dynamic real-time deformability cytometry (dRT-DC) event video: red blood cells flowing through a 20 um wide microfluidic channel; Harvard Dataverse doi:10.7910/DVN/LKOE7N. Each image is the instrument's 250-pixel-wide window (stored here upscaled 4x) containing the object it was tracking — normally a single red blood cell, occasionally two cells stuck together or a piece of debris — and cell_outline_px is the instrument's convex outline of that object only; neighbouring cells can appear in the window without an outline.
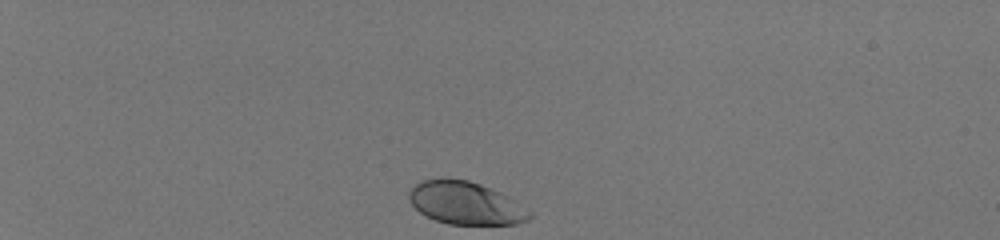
{"species": "human", "species_latin": "Homo sapiens", "temperature_condition": "room temperature", "stored_images_in_passage": 35, "camera_frame_rate_fps": 3000, "um_per_image_px": 0.085, "donor": {"sex": "male"}, "frame": {"image": 1, "passage_image": 1, "time_ms": 0.0, "image_size_px": [1000, 240], "cell_outline_px": [[532, 216], [528, 220], [516, 224], [448, 224], [436, 220], [420, 212], [412, 204], [408, 196], [408, 192], [416, 184], [424, 180], [468, 180], [480, 184], [500, 192], [508, 196], [532, 212]], "centroid_in_image_um": [39.61, 17.29], "position_along_channel_um": 45.4, "area_um2": 29.48}}
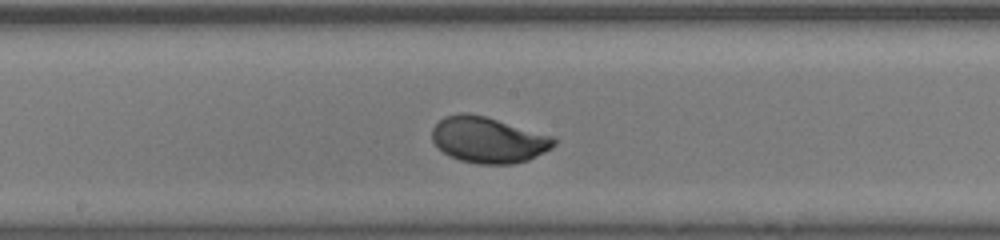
{"frame": {"image": 2, "passage_image": 19, "time_ms": 6.0, "image_size_px": [1000, 240], "cell_outline_px": [[556, 144], [552, 148], [528, 160], [512, 164], [476, 164], [460, 160], [444, 152], [432, 140], [432, 128], [444, 116], [460, 112], [468, 112], [484, 116], [556, 136]], "centroid_in_image_um": [41.54, 11.88], "position_along_channel_um": 206.7, "area_um2": 32.77}}
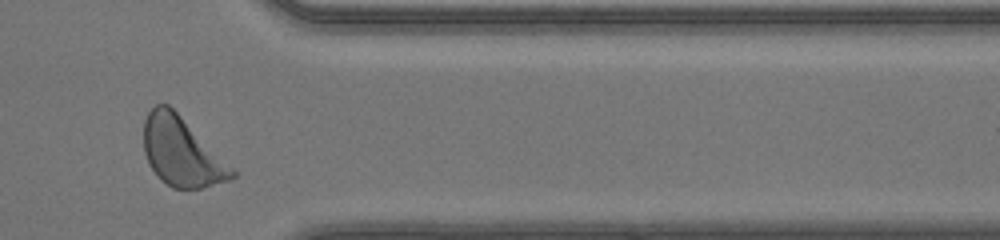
{"frame": {"image": 3, "passage_image": 33, "time_ms": 10.667, "image_size_px": [1000, 240], "cell_outline_px": [[236, 176], [228, 180], [200, 188], [172, 188], [160, 180], [156, 176], [148, 164], [144, 152], [144, 120], [148, 112], [156, 104], [168, 104], [236, 172]], "centroid_in_image_um": [15.37, 12.92], "position_along_channel_um": 396.0, "area_um2": 34.62}, "authors_computed_cell_mechanics": {"area_um2": 31.79, "velocity_mm_per_s": 4.1047, "shape_relaxation_time_tau1_ms": 1.7026, "shape_relaxation_time_tau2_ms": null, "deformation_change_tau1": 0.1332, "deformation_change_tau2": null}}